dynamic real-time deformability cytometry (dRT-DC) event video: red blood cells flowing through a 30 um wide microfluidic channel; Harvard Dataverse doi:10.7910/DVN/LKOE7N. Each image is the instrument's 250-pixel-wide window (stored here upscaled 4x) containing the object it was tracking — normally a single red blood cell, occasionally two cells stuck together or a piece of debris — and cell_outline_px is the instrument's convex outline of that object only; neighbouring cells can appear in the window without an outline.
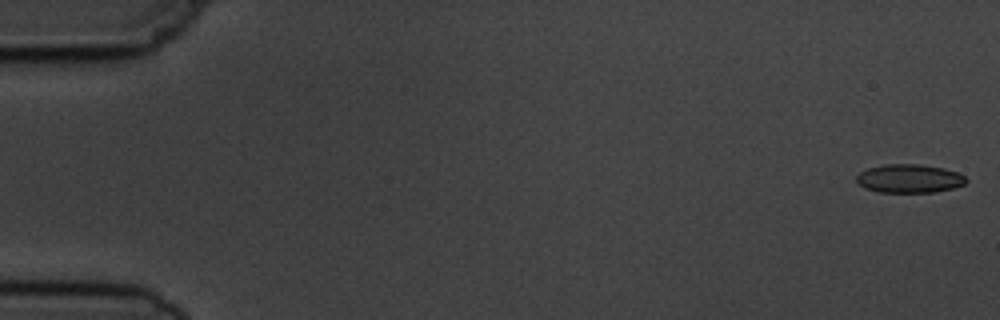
{"species": "common noctule bat (a hibernating species)", "species_latin": "Nyctalus noctula", "temperature_condition": "cold", "stored_images_in_passage": 5, "camera_frame_rate_fps": 3000, "um_per_image_px": 0.085, "animal": {"sex": "male", "body_mass_g": 19.5, "forearm_length_mm": 54.6}, "frame": {"image": 1, "passage_image": 1, "time_ms": 0.0, "image_size_px": [1000, 320], "cell_outline_px": [[968, 180], [964, 184], [952, 188], [936, 192], [876, 192], [864, 188], [856, 180], [856, 176], [860, 172], [868, 168], [884, 164], [920, 164], [944, 168], [956, 172], [964, 176]], "centroid_in_image_um": [77.27, 15.17], "position_along_channel_um": 7.7, "area_um2": 18.26}}
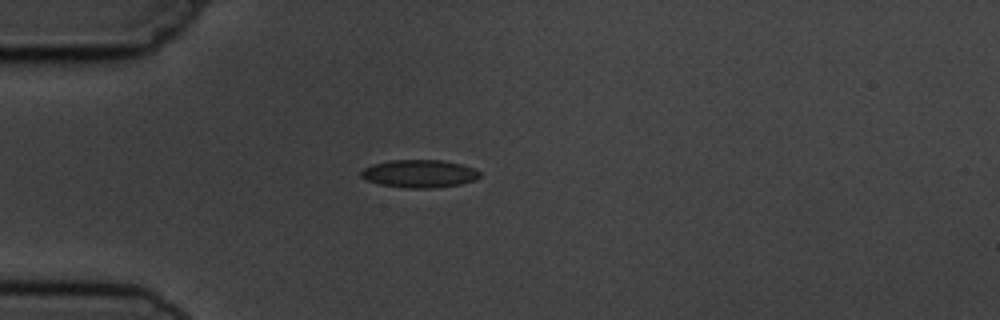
{"frame": {"image": 2, "passage_image": 5, "time_ms": 4.667, "image_size_px": [1000, 320], "cell_outline_px": [[480, 176], [476, 180], [460, 184], [432, 188], [404, 188], [380, 184], [368, 180], [360, 176], [360, 172], [364, 168], [372, 164], [392, 160], [444, 160], [476, 168], [480, 172]], "centroid_in_image_um": [35.67, 14.76], "position_along_channel_um": 49.3, "area_um2": 19.31}}